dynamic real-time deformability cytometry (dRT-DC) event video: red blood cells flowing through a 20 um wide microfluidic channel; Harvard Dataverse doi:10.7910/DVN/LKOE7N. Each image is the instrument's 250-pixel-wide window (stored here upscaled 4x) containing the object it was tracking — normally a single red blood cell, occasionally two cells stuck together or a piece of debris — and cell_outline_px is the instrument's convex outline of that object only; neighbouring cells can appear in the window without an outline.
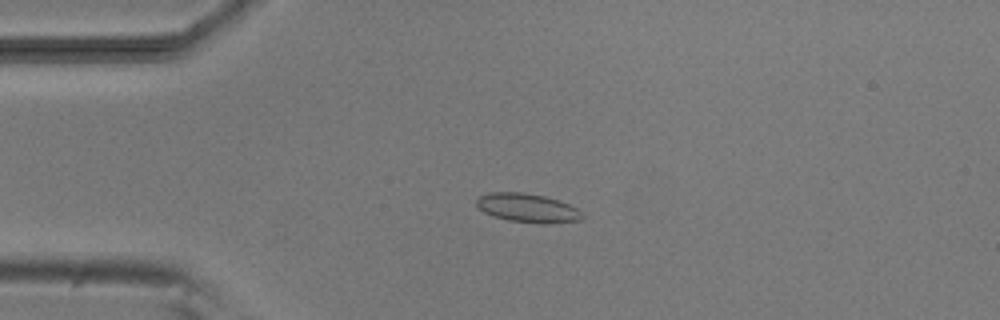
{"species": "common noctule bat (a hibernating species)", "species_latin": "Nyctalus noctula", "temperature_condition": "room temperature", "stored_images_in_passage": 4, "camera_frame_rate_fps": 3000, "um_per_image_px": 0.085, "animal": {"sex": "male", "body_mass_g": 20.5, "forearm_length_mm": 52.5}, "frame": {"image": 1, "passage_image": 4, "time_ms": 3.333, "image_size_px": [1000, 320], "cell_outline_px": [[584, 216], [580, 220], [548, 224], [544, 224], [508, 220], [484, 212], [476, 204], [476, 196], [488, 192], [524, 192], [544, 196], [560, 200], [576, 208]], "centroid_in_image_um": [44.83, 17.66], "position_along_channel_um": 40.2, "area_um2": 17.8}}